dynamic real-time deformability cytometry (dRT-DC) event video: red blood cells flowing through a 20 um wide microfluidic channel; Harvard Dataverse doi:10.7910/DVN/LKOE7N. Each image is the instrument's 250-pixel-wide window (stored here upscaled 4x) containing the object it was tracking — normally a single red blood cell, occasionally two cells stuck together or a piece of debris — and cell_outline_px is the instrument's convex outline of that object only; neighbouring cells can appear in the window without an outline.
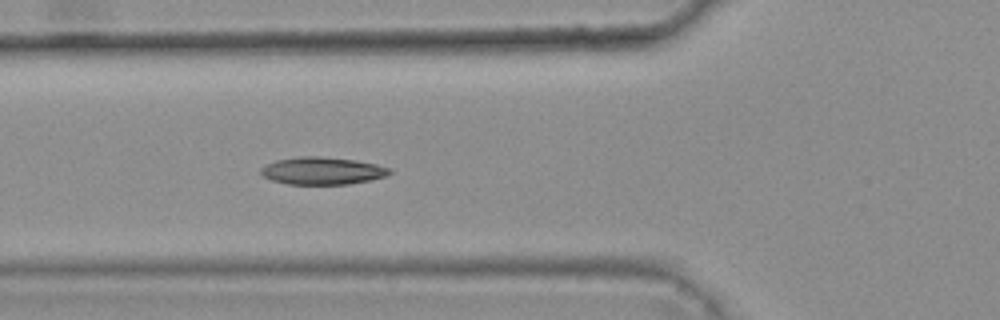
{"species": "common noctule bat (a hibernating species)", "species_latin": "Nyctalus noctula", "temperature_condition": "warm", "stored_images_in_passage": 5, "camera_frame_rate_fps": 3000, "um_per_image_px": 0.085, "animal": {"sex": "female", "body_mass_g": 25.1}, "frame": {"image": 1, "passage_image": 5, "time_ms": 1.333, "image_size_px": [1000, 320], "cell_outline_px": [[392, 172], [384, 176], [368, 180], [348, 184], [288, 184], [272, 180], [264, 176], [260, 172], [260, 168], [276, 160], [300, 156], [320, 156], [356, 160], [376, 164], [392, 168]], "centroid_in_image_um": [27.4, 14.51], "position_along_channel_um": 98.4, "area_um2": 20.46}}